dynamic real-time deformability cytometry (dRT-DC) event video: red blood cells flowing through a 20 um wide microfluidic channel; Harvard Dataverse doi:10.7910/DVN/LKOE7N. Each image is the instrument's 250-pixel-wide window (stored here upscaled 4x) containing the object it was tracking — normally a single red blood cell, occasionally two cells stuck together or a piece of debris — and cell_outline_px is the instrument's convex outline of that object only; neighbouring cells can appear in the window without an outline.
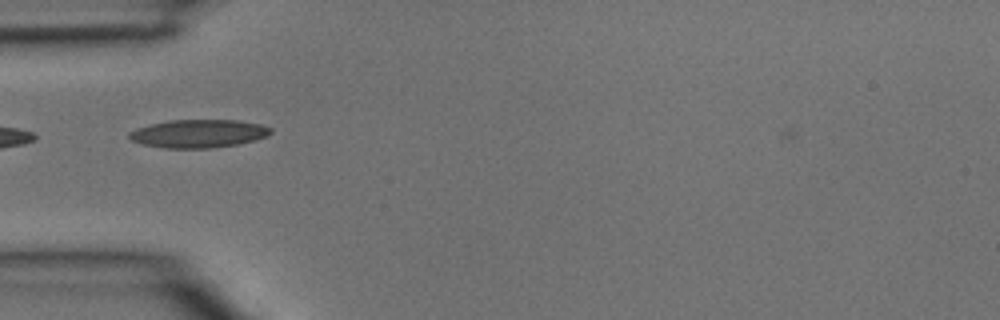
{"species": "common noctule bat (a hibernating species)", "species_latin": "Nyctalus noctula", "temperature_condition": "room temperature", "stored_images_in_passage": 2, "camera_frame_rate_fps": 3000, "um_per_image_px": 0.085, "animal": {"sex": "male", "body_mass_g": 15.6}, "frame": {"image": 1, "passage_image": 1, "time_ms": 0.0, "image_size_px": [1000, 320], "cell_outline_px": [[272, 132], [256, 140], [236, 144], [212, 148], [164, 148], [144, 144], [132, 140], [128, 136], [128, 132], [136, 128], [168, 120], [240, 120], [260, 124], [272, 128]], "centroid_in_image_um": [16.87, 11.35], "position_along_channel_um": 68.1, "area_um2": 23.12}}